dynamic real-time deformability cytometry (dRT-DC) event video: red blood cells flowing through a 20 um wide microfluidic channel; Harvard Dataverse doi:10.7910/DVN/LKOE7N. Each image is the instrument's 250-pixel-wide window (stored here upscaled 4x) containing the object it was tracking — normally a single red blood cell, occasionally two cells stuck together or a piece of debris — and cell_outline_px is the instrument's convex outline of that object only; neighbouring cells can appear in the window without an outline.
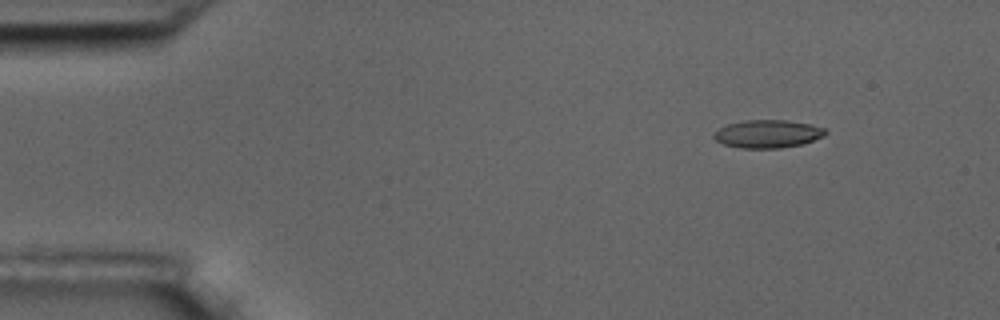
{"species": "common noctule bat (a hibernating species)", "species_latin": "Nyctalus noctula", "temperature_condition": "room temperature", "stored_images_in_passage": 6, "camera_frame_rate_fps": 3000, "um_per_image_px": 0.085, "animal": {"sex": "male", "body_mass_g": 17.5, "forearm_length_mm": 52.3}, "frame": {"image": 1, "passage_image": 2, "time_ms": 2.0, "image_size_px": [1000, 320], "cell_outline_px": [[828, 132], [824, 136], [800, 144], [780, 148], [740, 148], [724, 144], [716, 140], [712, 136], [712, 132], [728, 124], [744, 120], [784, 120], [808, 124], [824, 128]], "centroid_in_image_um": [65.21, 11.38], "position_along_channel_um": 19.8, "area_um2": 18.03}}
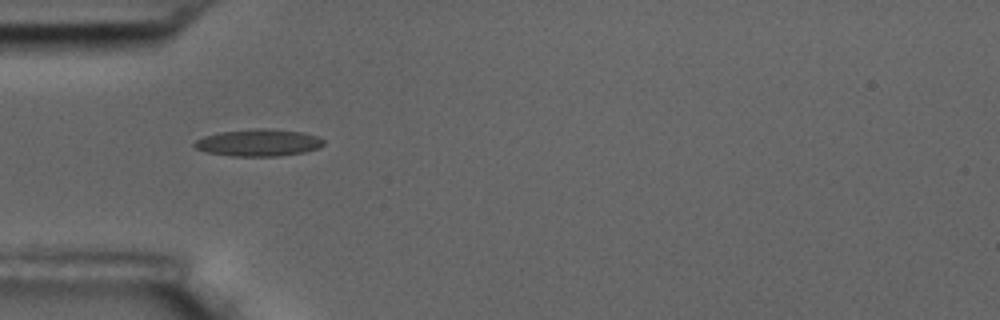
{"frame": {"image": 2, "passage_image": 5, "time_ms": 5.667, "image_size_px": [1000, 320], "cell_outline_px": [[324, 144], [320, 148], [304, 152], [280, 156], [232, 156], [208, 152], [196, 148], [192, 144], [196, 140], [204, 136], [220, 132], [256, 128], [264, 128], [300, 132], [316, 136], [324, 140]], "centroid_in_image_um": [21.98, 12.13], "position_along_channel_um": 63.0, "area_um2": 20.23}}